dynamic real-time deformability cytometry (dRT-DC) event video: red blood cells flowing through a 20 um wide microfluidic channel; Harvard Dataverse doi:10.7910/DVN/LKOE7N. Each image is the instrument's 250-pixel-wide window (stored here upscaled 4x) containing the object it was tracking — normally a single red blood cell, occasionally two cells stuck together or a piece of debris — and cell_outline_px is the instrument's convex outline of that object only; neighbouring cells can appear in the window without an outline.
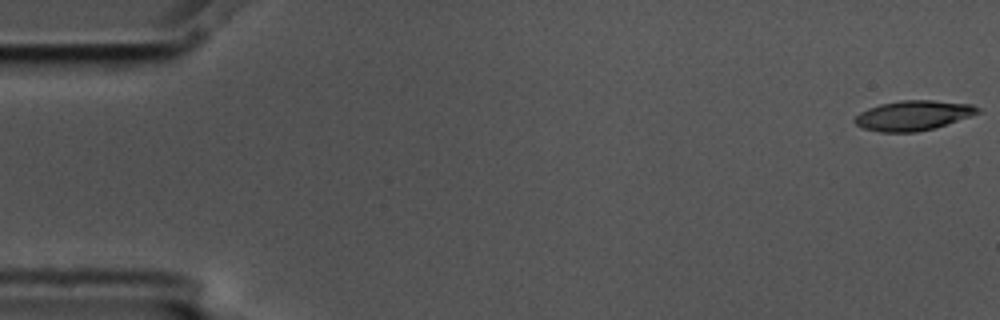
{"species": "common noctule bat (a hibernating species)", "species_latin": "Nyctalus noctula", "temperature_condition": "cold", "stored_images_in_passage": 6, "camera_frame_rate_fps": 3000, "um_per_image_px": 0.085, "animal": {"sex": "male", "body_mass_g": 17.5, "forearm_length_mm": 52.3}, "frame": {"image": 1, "passage_image": 1, "time_ms": 0.0, "image_size_px": [1000, 320], "cell_outline_px": [[980, 112], [936, 128], [916, 132], [880, 132], [864, 128], [856, 124], [852, 120], [860, 112], [868, 108], [880, 104], [900, 100], [932, 100], [972, 104], [980, 108]], "centroid_in_image_um": [77.61, 9.81], "position_along_channel_um": 7.4, "area_um2": 21.39}}
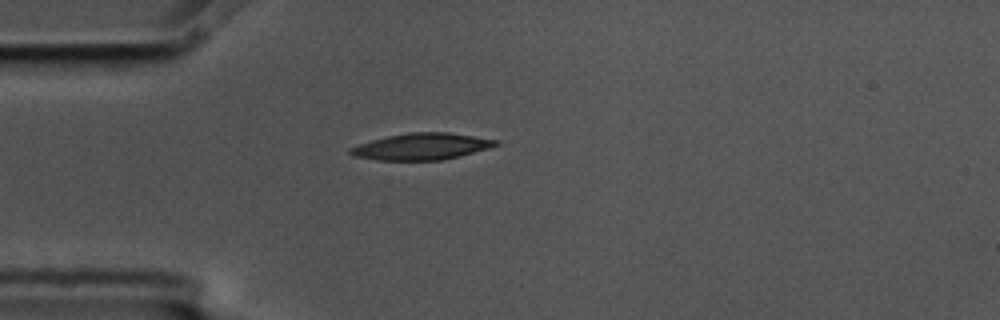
{"frame": {"image": 2, "passage_image": 5, "time_ms": 1.333, "image_size_px": [1000, 320], "cell_outline_px": [[500, 144], [488, 148], [460, 156], [440, 160], [380, 160], [356, 156], [348, 152], [348, 148], [372, 140], [388, 136], [412, 132], [448, 132], [500, 140]], "centroid_in_image_um": [35.87, 12.45], "position_along_channel_um": 49.1, "area_um2": 22.31}}